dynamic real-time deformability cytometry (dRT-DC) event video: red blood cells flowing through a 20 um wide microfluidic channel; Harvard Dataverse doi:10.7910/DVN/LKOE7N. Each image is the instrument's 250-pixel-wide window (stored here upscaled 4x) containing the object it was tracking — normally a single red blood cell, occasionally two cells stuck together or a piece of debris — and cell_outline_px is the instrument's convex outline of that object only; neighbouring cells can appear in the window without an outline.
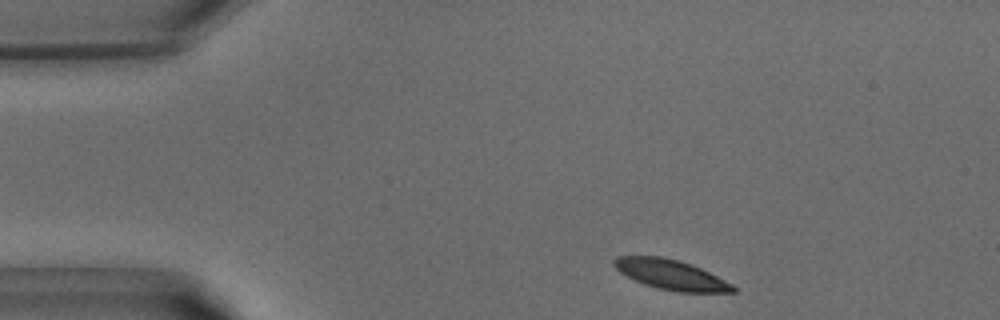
{"species": "common noctule bat (a hibernating species)", "species_latin": "Nyctalus noctula", "temperature_condition": "warm", "stored_images_in_passage": 35, "camera_frame_rate_fps": 3000, "um_per_image_px": 0.085, "animal": {"sex": "male", "body_mass_g": 15.6}, "frame": {"image": 1, "passage_image": 2, "time_ms": 0.333, "image_size_px": [1000, 320], "cell_outline_px": [[736, 292], [676, 292], [644, 284], [620, 272], [612, 264], [612, 260], [616, 256], [660, 256], [680, 260], [692, 264], [732, 284], [736, 288]], "centroid_in_image_um": [57.01, 23.33], "position_along_channel_um": 28.0, "area_um2": 20.58}}
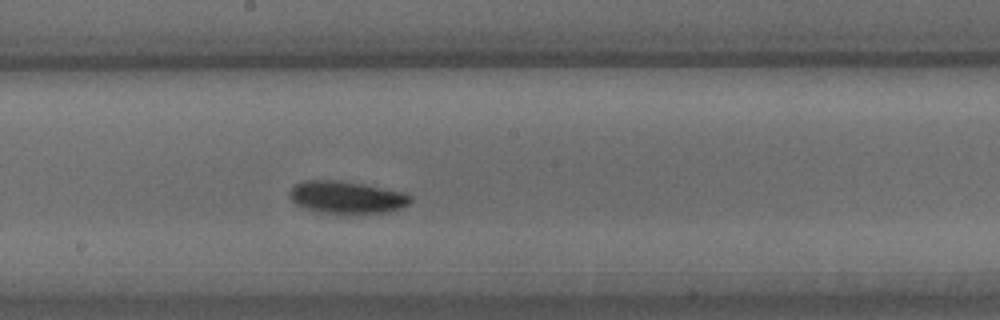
{"frame": {"image": 2, "passage_image": 17, "time_ms": 5.333, "image_size_px": [1000, 320], "cell_outline_px": [[412, 200], [408, 204], [400, 208], [388, 212], [352, 216], [344, 216], [320, 212], [304, 208], [296, 204], [288, 196], [288, 192], [292, 184], [304, 180], [340, 180], [404, 192], [412, 196]], "centroid_in_image_um": [29.43, 16.8], "position_along_channel_um": 218.8, "area_um2": 23.7}}
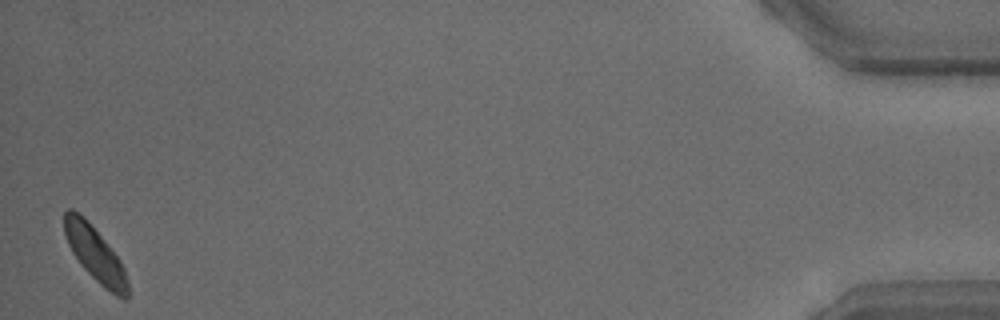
{"frame": {"image": 3, "passage_image": 35, "time_ms": 11.333, "image_size_px": [1000, 320], "cell_outline_px": [[128, 300], [124, 300], [116, 296], [104, 288], [80, 264], [72, 252], [68, 244], [64, 232], [64, 212], [68, 208], [72, 208], [104, 240], [120, 260], [124, 268], [128, 284]], "centroid_in_image_um": [8.1, 21.66], "position_along_channel_um": 427.1, "area_um2": 19.65}}